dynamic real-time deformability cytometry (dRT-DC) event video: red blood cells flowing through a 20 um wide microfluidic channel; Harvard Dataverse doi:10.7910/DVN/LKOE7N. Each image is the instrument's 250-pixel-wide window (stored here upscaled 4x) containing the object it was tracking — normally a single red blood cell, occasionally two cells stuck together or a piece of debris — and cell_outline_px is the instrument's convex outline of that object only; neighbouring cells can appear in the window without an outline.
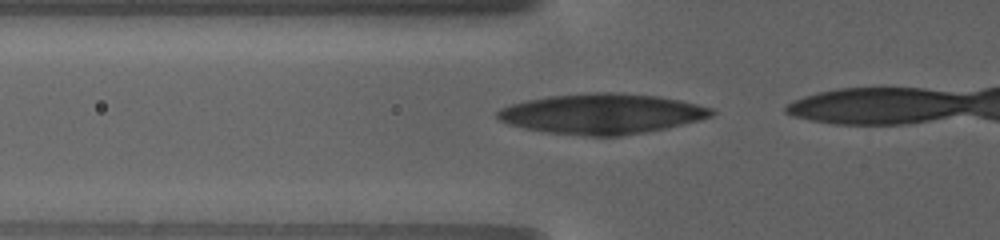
{"species": "human", "species_latin": "Homo sapiens", "temperature_condition": "warm", "stored_images_in_passage": 5, "camera_frame_rate_fps": 3000, "um_per_image_px": 0.085, "donor": {"sex": "female"}, "frame": {"image": 1, "passage_image": 2, "time_ms": 0.333, "image_size_px": [1000, 240], "cell_outline_px": [[716, 112], [712, 116], [700, 120], [668, 128], [620, 136], [584, 136], [544, 132], [524, 128], [508, 124], [496, 120], [496, 112], [500, 108], [524, 100], [548, 96], [588, 92], [620, 92], [660, 96], [680, 100], [712, 108]], "centroid_in_image_um": [51.14, 9.67], "position_along_channel_um": 74.7, "area_um2": 50.81}}